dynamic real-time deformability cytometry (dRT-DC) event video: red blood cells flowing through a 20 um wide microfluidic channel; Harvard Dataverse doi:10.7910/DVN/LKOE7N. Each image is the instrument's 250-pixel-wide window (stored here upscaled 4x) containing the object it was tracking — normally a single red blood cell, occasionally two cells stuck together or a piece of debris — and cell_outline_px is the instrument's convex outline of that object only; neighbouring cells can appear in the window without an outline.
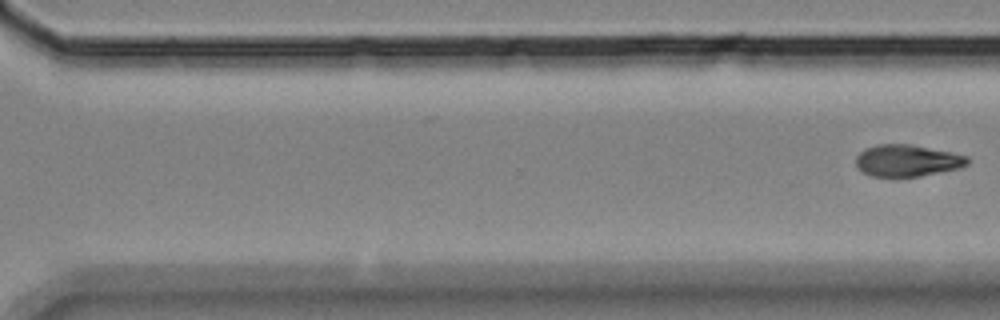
{"species": "Egyptian fruit bat (a non-hibernating species)", "species_latin": "Rousettus aegyptiacus", "temperature_condition": "room temperature", "stored_images_in_passage": 11, "segment_of_instrument_passage": [2, 2], "camera_frame_rate_fps": 3000, "um_per_image_px": 0.085, "animal": {"sex": "female"}, "frame": {"image": 1, "passage_image": 11, "time_ms": 13.333, "image_size_px": [1000, 320], "cell_outline_px": [[968, 164], [960, 168], [920, 176], [872, 176], [864, 172], [856, 164], [856, 156], [864, 148], [876, 144], [908, 144], [952, 152], [968, 156]], "centroid_in_image_um": [77.12, 13.64], "position_along_channel_um": 293.5, "area_um2": 20.52}}